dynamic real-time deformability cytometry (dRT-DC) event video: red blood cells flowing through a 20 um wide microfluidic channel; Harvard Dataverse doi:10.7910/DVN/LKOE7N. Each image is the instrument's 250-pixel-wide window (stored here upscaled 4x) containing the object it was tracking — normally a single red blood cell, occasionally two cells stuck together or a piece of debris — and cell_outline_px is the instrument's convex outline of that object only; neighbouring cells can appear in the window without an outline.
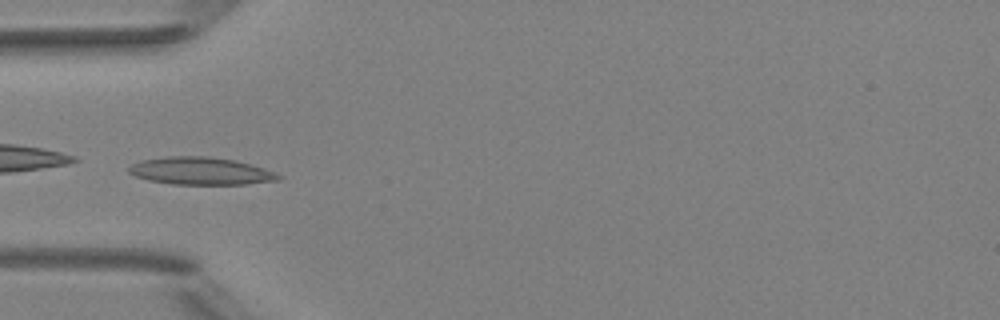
{"species": "Egyptian fruit bat (a non-hibernating species)", "species_latin": "Rousettus aegyptiacus", "temperature_condition": "room temperature", "stored_images_in_passage": 5, "camera_frame_rate_fps": 3000, "um_per_image_px": 0.085, "animal": {"sex": "female"}, "frame": {"image": 1, "passage_image": 5, "time_ms": 4.667, "image_size_px": [1000, 320], "cell_outline_px": [[280, 180], [244, 184], [172, 184], [148, 180], [136, 176], [128, 172], [128, 168], [132, 164], [144, 160], [168, 156], [212, 156], [236, 160], [264, 168], [280, 176]], "centroid_in_image_um": [17.05, 14.53], "position_along_channel_um": 68.0, "area_um2": 23.81}}